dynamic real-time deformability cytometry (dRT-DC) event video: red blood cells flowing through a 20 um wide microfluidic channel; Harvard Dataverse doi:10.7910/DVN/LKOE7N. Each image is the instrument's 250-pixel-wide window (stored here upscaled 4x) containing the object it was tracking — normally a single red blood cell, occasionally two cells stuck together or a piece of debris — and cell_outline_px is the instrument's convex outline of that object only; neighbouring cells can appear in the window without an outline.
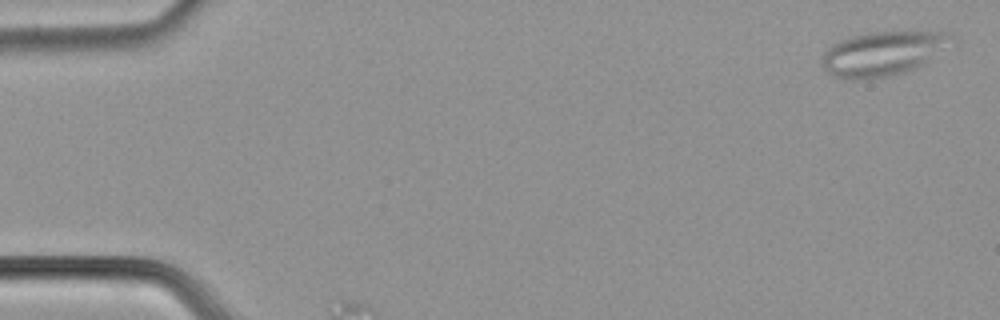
{"species": "common noctule bat (a hibernating species)", "species_latin": "Nyctalus noctula", "temperature_condition": "cold", "stored_images_in_passage": 5, "camera_frame_rate_fps": 3000, "um_per_image_px": 0.085, "animal": {"sex": "male", "body_mass_g": 21.5, "forearm_length_mm": 52.0}, "frame": {"image": 1, "passage_image": 2, "time_ms": 0.333, "image_size_px": [1000, 320], "cell_outline_px": [[952, 36], [924, 64], [916, 68], [904, 72], [888, 76], [852, 80], [832, 76], [824, 68], [820, 60], [824, 52], [832, 44], [840, 40], [852, 36], [872, 32], [948, 32]], "centroid_in_image_um": [74.9, 4.56], "position_along_channel_um": 10.1, "area_um2": 32.54}}